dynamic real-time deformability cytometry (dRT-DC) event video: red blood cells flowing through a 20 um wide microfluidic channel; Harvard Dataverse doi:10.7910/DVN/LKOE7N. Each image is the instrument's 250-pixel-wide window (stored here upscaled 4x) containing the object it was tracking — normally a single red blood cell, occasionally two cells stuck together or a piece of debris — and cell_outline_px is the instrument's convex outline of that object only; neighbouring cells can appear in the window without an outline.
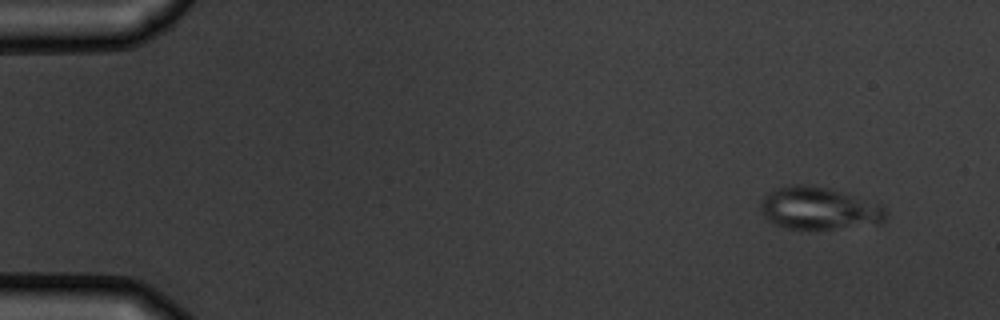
{"species": "common noctule bat (a hibernating species)", "species_latin": "Nyctalus noctula", "temperature_condition": "warm", "stored_images_in_passage": 8, "camera_frame_rate_fps": 3000, "um_per_image_px": 0.085, "animal": {"sex": "male", "body_mass_g": 19.5, "forearm_length_mm": 54.6}, "frame": {"image": 1, "passage_image": 1, "time_ms": 0.0, "image_size_px": [1000, 320], "cell_outline_px": [[888, 220], [880, 224], [832, 228], [788, 228], [776, 224], [768, 220], [764, 216], [760, 208], [760, 204], [764, 196], [768, 192], [776, 188], [792, 184], [804, 184], [828, 188], [880, 204], [888, 212]], "centroid_in_image_um": [69.63, 17.7], "position_along_channel_um": 15.4, "area_um2": 30.81}}